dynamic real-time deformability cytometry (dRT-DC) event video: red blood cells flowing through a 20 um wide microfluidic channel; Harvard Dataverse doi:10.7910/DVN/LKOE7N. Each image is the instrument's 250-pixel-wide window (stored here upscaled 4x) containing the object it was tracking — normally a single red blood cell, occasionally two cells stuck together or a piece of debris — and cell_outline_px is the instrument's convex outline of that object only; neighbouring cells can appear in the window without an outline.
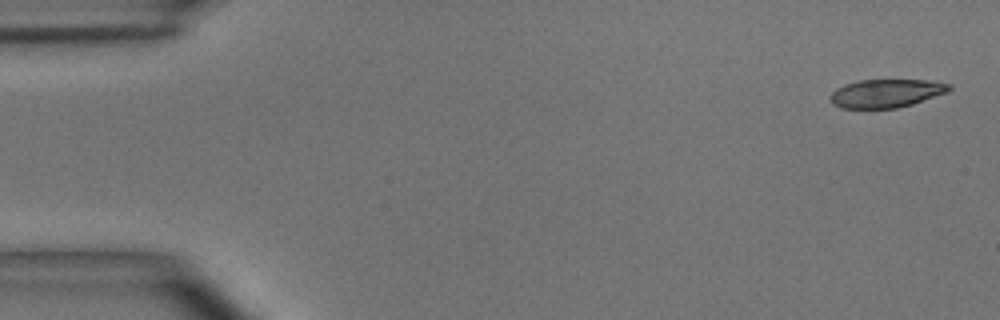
{"species": "common noctule bat (a hibernating species)", "species_latin": "Nyctalus noctula", "temperature_condition": "room temperature", "stored_images_in_passage": 48, "camera_frame_rate_fps": 3000, "um_per_image_px": 0.085, "animal": {"sex": "male", "body_mass_g": 15.6}, "frame": {"image": 1, "passage_image": 1, "time_ms": 0.0, "image_size_px": [1000, 320], "cell_outline_px": [[952, 88], [948, 92], [912, 104], [896, 108], [840, 108], [832, 104], [828, 96], [836, 88], [844, 84], [860, 80], [928, 80], [952, 84]], "centroid_in_image_um": [75.31, 7.93], "position_along_channel_um": 9.7, "area_um2": 19.77}}
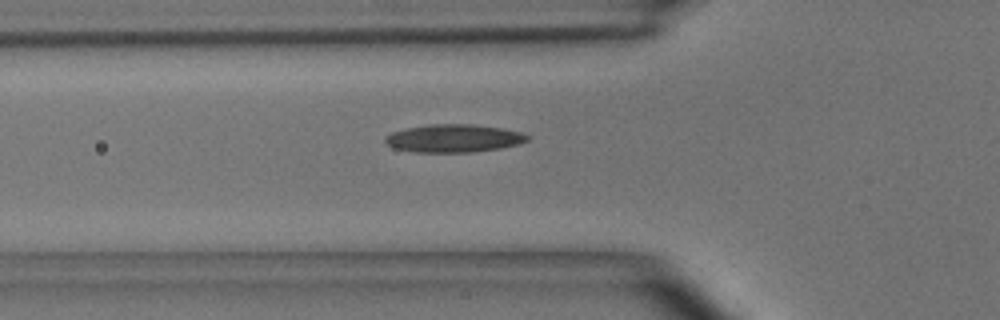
{"frame": {"image": 2, "passage_image": 16, "time_ms": 5.0, "image_size_px": [1000, 320], "cell_outline_px": [[528, 140], [520, 144], [500, 148], [472, 152], [416, 152], [392, 148], [384, 140], [392, 132], [408, 128], [428, 124], [472, 124], [504, 128], [524, 132], [528, 136]], "centroid_in_image_um": [38.61, 11.75], "position_along_channel_um": 87.2, "area_um2": 23.18}}
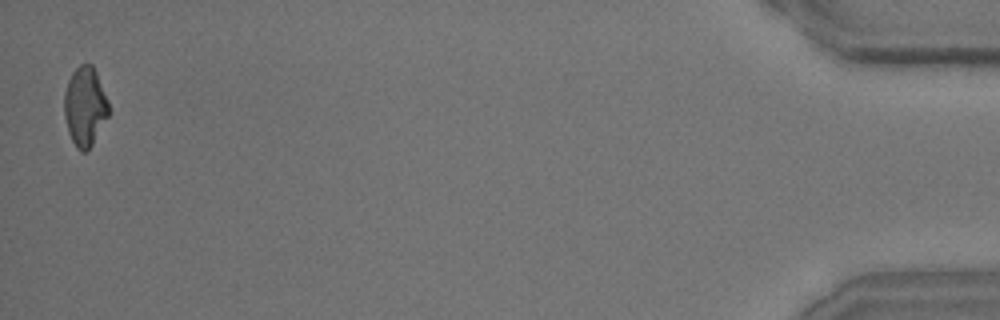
{"frame": {"image": 3, "passage_image": 48, "time_ms": 15.667, "image_size_px": [1000, 320], "cell_outline_px": [[108, 116], [92, 144], [84, 152], [80, 152], [76, 148], [68, 132], [64, 116], [64, 92], [68, 80], [72, 72], [80, 64], [92, 64], [96, 72], [108, 100]], "centroid_in_image_um": [7.2, 9.04], "position_along_channel_um": 428.0, "area_um2": 20.4}, "authors_computed_cell_mechanics": {"area_um2": 21.4438, "velocity_mm_per_s": 4.0332, "shape_relaxation_time_tau1_ms": 7.4341, "shape_relaxation_time_tau2_ms": 2.8287, "deformation_change_tau1": 0.2192, "deformation_change_tau2": 0.1136}}